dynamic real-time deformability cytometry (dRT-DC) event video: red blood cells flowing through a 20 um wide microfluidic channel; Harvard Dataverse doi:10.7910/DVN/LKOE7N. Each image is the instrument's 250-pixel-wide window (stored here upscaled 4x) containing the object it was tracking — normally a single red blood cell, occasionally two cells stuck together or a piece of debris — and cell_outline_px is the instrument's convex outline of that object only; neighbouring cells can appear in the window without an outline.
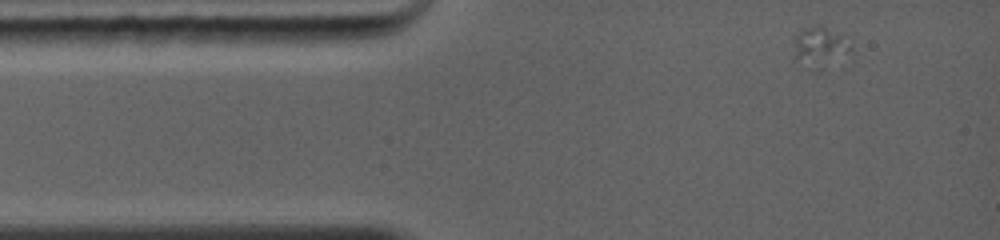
{"species": "common noctule bat (a hibernating species)", "species_latin": "Nyctalus noctula", "temperature_condition": "warm", "stored_images_in_passage": 11, "camera_frame_rate_fps": 5000, "um_per_image_px": 0.085, "animal": {"sex": "female", "body_mass_g": 19.0, "forearm_length_mm": 56.7}, "frame": {"image": 1, "passage_image": 1, "time_ms": 0.0, "image_size_px": [1000, 240], "cell_outline_px": [[852, 64], [792, 60], [792, 40], [796, 32], [804, 28], [824, 28], [840, 36], [852, 44]], "centroid_in_image_um": [69.78, 3.98], "position_along_channel_um": 15.2, "area_um2": 12.89}}